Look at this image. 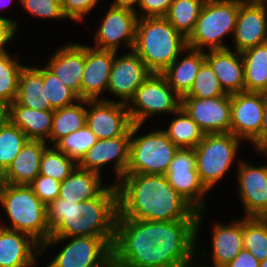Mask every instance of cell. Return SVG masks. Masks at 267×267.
Instances as JSON below:
<instances>
[{
  "mask_svg": "<svg viewBox=\"0 0 267 267\" xmlns=\"http://www.w3.org/2000/svg\"><path fill=\"white\" fill-rule=\"evenodd\" d=\"M203 211L197 219L117 218L112 254L119 267H191ZM191 265V266H190Z\"/></svg>",
  "mask_w": 267,
  "mask_h": 267,
  "instance_id": "cell-1",
  "label": "cell"
},
{
  "mask_svg": "<svg viewBox=\"0 0 267 267\" xmlns=\"http://www.w3.org/2000/svg\"><path fill=\"white\" fill-rule=\"evenodd\" d=\"M118 214L115 183L107 186L98 197L78 203L58 197L46 205L51 235L40 250L42 252L45 247L73 236L103 237L113 245Z\"/></svg>",
  "mask_w": 267,
  "mask_h": 267,
  "instance_id": "cell-2",
  "label": "cell"
},
{
  "mask_svg": "<svg viewBox=\"0 0 267 267\" xmlns=\"http://www.w3.org/2000/svg\"><path fill=\"white\" fill-rule=\"evenodd\" d=\"M117 218L146 221L197 219L198 212L169 184L165 175L125 174L116 181Z\"/></svg>",
  "mask_w": 267,
  "mask_h": 267,
  "instance_id": "cell-3",
  "label": "cell"
},
{
  "mask_svg": "<svg viewBox=\"0 0 267 267\" xmlns=\"http://www.w3.org/2000/svg\"><path fill=\"white\" fill-rule=\"evenodd\" d=\"M186 47V38L165 17L138 18L133 51L151 73L161 74Z\"/></svg>",
  "mask_w": 267,
  "mask_h": 267,
  "instance_id": "cell-4",
  "label": "cell"
},
{
  "mask_svg": "<svg viewBox=\"0 0 267 267\" xmlns=\"http://www.w3.org/2000/svg\"><path fill=\"white\" fill-rule=\"evenodd\" d=\"M0 203L5 207L12 223L11 227L4 228L26 233L40 245L49 239L51 233L46 220V205L29 185L6 183Z\"/></svg>",
  "mask_w": 267,
  "mask_h": 267,
  "instance_id": "cell-5",
  "label": "cell"
},
{
  "mask_svg": "<svg viewBox=\"0 0 267 267\" xmlns=\"http://www.w3.org/2000/svg\"><path fill=\"white\" fill-rule=\"evenodd\" d=\"M240 0H206L191 34L186 38L187 46L193 49H228L222 38L234 34Z\"/></svg>",
  "mask_w": 267,
  "mask_h": 267,
  "instance_id": "cell-6",
  "label": "cell"
},
{
  "mask_svg": "<svg viewBox=\"0 0 267 267\" xmlns=\"http://www.w3.org/2000/svg\"><path fill=\"white\" fill-rule=\"evenodd\" d=\"M142 124H132L129 163L126 174L165 175L179 149L163 130L134 137Z\"/></svg>",
  "mask_w": 267,
  "mask_h": 267,
  "instance_id": "cell-7",
  "label": "cell"
},
{
  "mask_svg": "<svg viewBox=\"0 0 267 267\" xmlns=\"http://www.w3.org/2000/svg\"><path fill=\"white\" fill-rule=\"evenodd\" d=\"M240 138L231 132L207 133L194 148L196 169L201 182L209 190L229 170L237 154Z\"/></svg>",
  "mask_w": 267,
  "mask_h": 267,
  "instance_id": "cell-8",
  "label": "cell"
},
{
  "mask_svg": "<svg viewBox=\"0 0 267 267\" xmlns=\"http://www.w3.org/2000/svg\"><path fill=\"white\" fill-rule=\"evenodd\" d=\"M129 103L133 105L128 107L132 124H143L156 113H175L181 107V97L162 74L151 73L137 88Z\"/></svg>",
  "mask_w": 267,
  "mask_h": 267,
  "instance_id": "cell-9",
  "label": "cell"
},
{
  "mask_svg": "<svg viewBox=\"0 0 267 267\" xmlns=\"http://www.w3.org/2000/svg\"><path fill=\"white\" fill-rule=\"evenodd\" d=\"M169 184L197 211H203L208 189L201 182L196 169L194 148H179L165 174Z\"/></svg>",
  "mask_w": 267,
  "mask_h": 267,
  "instance_id": "cell-10",
  "label": "cell"
},
{
  "mask_svg": "<svg viewBox=\"0 0 267 267\" xmlns=\"http://www.w3.org/2000/svg\"><path fill=\"white\" fill-rule=\"evenodd\" d=\"M82 104L92 106L86 109V126L98 140L122 136L132 126L126 103L100 97L98 100H82Z\"/></svg>",
  "mask_w": 267,
  "mask_h": 267,
  "instance_id": "cell-11",
  "label": "cell"
},
{
  "mask_svg": "<svg viewBox=\"0 0 267 267\" xmlns=\"http://www.w3.org/2000/svg\"><path fill=\"white\" fill-rule=\"evenodd\" d=\"M181 107L204 134L231 132V94L206 99L182 97Z\"/></svg>",
  "mask_w": 267,
  "mask_h": 267,
  "instance_id": "cell-12",
  "label": "cell"
},
{
  "mask_svg": "<svg viewBox=\"0 0 267 267\" xmlns=\"http://www.w3.org/2000/svg\"><path fill=\"white\" fill-rule=\"evenodd\" d=\"M47 267H96L112 254V245L103 237L73 236Z\"/></svg>",
  "mask_w": 267,
  "mask_h": 267,
  "instance_id": "cell-13",
  "label": "cell"
},
{
  "mask_svg": "<svg viewBox=\"0 0 267 267\" xmlns=\"http://www.w3.org/2000/svg\"><path fill=\"white\" fill-rule=\"evenodd\" d=\"M263 113V92L231 94V133L251 142L260 132Z\"/></svg>",
  "mask_w": 267,
  "mask_h": 267,
  "instance_id": "cell-14",
  "label": "cell"
},
{
  "mask_svg": "<svg viewBox=\"0 0 267 267\" xmlns=\"http://www.w3.org/2000/svg\"><path fill=\"white\" fill-rule=\"evenodd\" d=\"M138 16L137 12L111 6L95 35L96 45L93 48L117 52L122 40L133 50Z\"/></svg>",
  "mask_w": 267,
  "mask_h": 267,
  "instance_id": "cell-15",
  "label": "cell"
},
{
  "mask_svg": "<svg viewBox=\"0 0 267 267\" xmlns=\"http://www.w3.org/2000/svg\"><path fill=\"white\" fill-rule=\"evenodd\" d=\"M130 141L131 127L122 136L98 140L86 152L78 167L100 174L101 167L115 159L114 170L120 180L126 174L129 163Z\"/></svg>",
  "mask_w": 267,
  "mask_h": 267,
  "instance_id": "cell-16",
  "label": "cell"
},
{
  "mask_svg": "<svg viewBox=\"0 0 267 267\" xmlns=\"http://www.w3.org/2000/svg\"><path fill=\"white\" fill-rule=\"evenodd\" d=\"M116 53L115 51L114 64L107 90L120 97L121 102L127 104L151 72L133 50L118 58H116Z\"/></svg>",
  "mask_w": 267,
  "mask_h": 267,
  "instance_id": "cell-17",
  "label": "cell"
},
{
  "mask_svg": "<svg viewBox=\"0 0 267 267\" xmlns=\"http://www.w3.org/2000/svg\"><path fill=\"white\" fill-rule=\"evenodd\" d=\"M267 7L240 0L234 31L235 51H243L267 42Z\"/></svg>",
  "mask_w": 267,
  "mask_h": 267,
  "instance_id": "cell-18",
  "label": "cell"
},
{
  "mask_svg": "<svg viewBox=\"0 0 267 267\" xmlns=\"http://www.w3.org/2000/svg\"><path fill=\"white\" fill-rule=\"evenodd\" d=\"M115 51L99 50L85 45V64L80 87V99L98 100L107 90L114 64Z\"/></svg>",
  "mask_w": 267,
  "mask_h": 267,
  "instance_id": "cell-19",
  "label": "cell"
},
{
  "mask_svg": "<svg viewBox=\"0 0 267 267\" xmlns=\"http://www.w3.org/2000/svg\"><path fill=\"white\" fill-rule=\"evenodd\" d=\"M240 196L247 217H259L267 208V166L239 163Z\"/></svg>",
  "mask_w": 267,
  "mask_h": 267,
  "instance_id": "cell-20",
  "label": "cell"
},
{
  "mask_svg": "<svg viewBox=\"0 0 267 267\" xmlns=\"http://www.w3.org/2000/svg\"><path fill=\"white\" fill-rule=\"evenodd\" d=\"M39 246L30 235L0 225V267L32 266L34 251L41 253Z\"/></svg>",
  "mask_w": 267,
  "mask_h": 267,
  "instance_id": "cell-21",
  "label": "cell"
},
{
  "mask_svg": "<svg viewBox=\"0 0 267 267\" xmlns=\"http://www.w3.org/2000/svg\"><path fill=\"white\" fill-rule=\"evenodd\" d=\"M205 60L210 64L227 94L244 91V62L240 52L233 53L229 48L209 50V53L205 52Z\"/></svg>",
  "mask_w": 267,
  "mask_h": 267,
  "instance_id": "cell-22",
  "label": "cell"
},
{
  "mask_svg": "<svg viewBox=\"0 0 267 267\" xmlns=\"http://www.w3.org/2000/svg\"><path fill=\"white\" fill-rule=\"evenodd\" d=\"M85 64V45L68 44L58 49L46 66L80 98Z\"/></svg>",
  "mask_w": 267,
  "mask_h": 267,
  "instance_id": "cell-23",
  "label": "cell"
},
{
  "mask_svg": "<svg viewBox=\"0 0 267 267\" xmlns=\"http://www.w3.org/2000/svg\"><path fill=\"white\" fill-rule=\"evenodd\" d=\"M46 147L45 141L28 140L4 172L5 183L29 185L39 175L41 156Z\"/></svg>",
  "mask_w": 267,
  "mask_h": 267,
  "instance_id": "cell-24",
  "label": "cell"
},
{
  "mask_svg": "<svg viewBox=\"0 0 267 267\" xmlns=\"http://www.w3.org/2000/svg\"><path fill=\"white\" fill-rule=\"evenodd\" d=\"M8 107L9 120L20 128L29 140L46 142L52 130L54 110H34L15 101Z\"/></svg>",
  "mask_w": 267,
  "mask_h": 267,
  "instance_id": "cell-25",
  "label": "cell"
},
{
  "mask_svg": "<svg viewBox=\"0 0 267 267\" xmlns=\"http://www.w3.org/2000/svg\"><path fill=\"white\" fill-rule=\"evenodd\" d=\"M186 51L190 52L181 60L178 57L161 73L181 98L186 96L191 90L195 77L205 61V52L203 50L187 46Z\"/></svg>",
  "mask_w": 267,
  "mask_h": 267,
  "instance_id": "cell-26",
  "label": "cell"
},
{
  "mask_svg": "<svg viewBox=\"0 0 267 267\" xmlns=\"http://www.w3.org/2000/svg\"><path fill=\"white\" fill-rule=\"evenodd\" d=\"M213 263L224 267L244 248L243 219L229 225L216 224L212 233Z\"/></svg>",
  "mask_w": 267,
  "mask_h": 267,
  "instance_id": "cell-27",
  "label": "cell"
},
{
  "mask_svg": "<svg viewBox=\"0 0 267 267\" xmlns=\"http://www.w3.org/2000/svg\"><path fill=\"white\" fill-rule=\"evenodd\" d=\"M100 174L79 168L66 177L60 185L59 198L78 203L98 197L106 188L102 187Z\"/></svg>",
  "mask_w": 267,
  "mask_h": 267,
  "instance_id": "cell-28",
  "label": "cell"
},
{
  "mask_svg": "<svg viewBox=\"0 0 267 267\" xmlns=\"http://www.w3.org/2000/svg\"><path fill=\"white\" fill-rule=\"evenodd\" d=\"M15 102L34 110H50V102H46L42 68L23 67Z\"/></svg>",
  "mask_w": 267,
  "mask_h": 267,
  "instance_id": "cell-29",
  "label": "cell"
},
{
  "mask_svg": "<svg viewBox=\"0 0 267 267\" xmlns=\"http://www.w3.org/2000/svg\"><path fill=\"white\" fill-rule=\"evenodd\" d=\"M244 62V91L267 93V42L241 53Z\"/></svg>",
  "mask_w": 267,
  "mask_h": 267,
  "instance_id": "cell-30",
  "label": "cell"
},
{
  "mask_svg": "<svg viewBox=\"0 0 267 267\" xmlns=\"http://www.w3.org/2000/svg\"><path fill=\"white\" fill-rule=\"evenodd\" d=\"M82 99L76 104L54 110L50 141L56 144L61 138L76 132L86 125V109L81 105Z\"/></svg>",
  "mask_w": 267,
  "mask_h": 267,
  "instance_id": "cell-31",
  "label": "cell"
},
{
  "mask_svg": "<svg viewBox=\"0 0 267 267\" xmlns=\"http://www.w3.org/2000/svg\"><path fill=\"white\" fill-rule=\"evenodd\" d=\"M168 129L164 132L178 148H195L203 139L204 133L186 111L180 107Z\"/></svg>",
  "mask_w": 267,
  "mask_h": 267,
  "instance_id": "cell-32",
  "label": "cell"
},
{
  "mask_svg": "<svg viewBox=\"0 0 267 267\" xmlns=\"http://www.w3.org/2000/svg\"><path fill=\"white\" fill-rule=\"evenodd\" d=\"M206 0H174L165 18L187 38L194 29Z\"/></svg>",
  "mask_w": 267,
  "mask_h": 267,
  "instance_id": "cell-33",
  "label": "cell"
},
{
  "mask_svg": "<svg viewBox=\"0 0 267 267\" xmlns=\"http://www.w3.org/2000/svg\"><path fill=\"white\" fill-rule=\"evenodd\" d=\"M243 243L260 262L267 258V222L258 217L243 219Z\"/></svg>",
  "mask_w": 267,
  "mask_h": 267,
  "instance_id": "cell-34",
  "label": "cell"
},
{
  "mask_svg": "<svg viewBox=\"0 0 267 267\" xmlns=\"http://www.w3.org/2000/svg\"><path fill=\"white\" fill-rule=\"evenodd\" d=\"M29 139L10 120L0 129V170L5 172Z\"/></svg>",
  "mask_w": 267,
  "mask_h": 267,
  "instance_id": "cell-35",
  "label": "cell"
},
{
  "mask_svg": "<svg viewBox=\"0 0 267 267\" xmlns=\"http://www.w3.org/2000/svg\"><path fill=\"white\" fill-rule=\"evenodd\" d=\"M66 154L54 148L46 147L41 156L39 175L51 177L62 182L68 177L78 164Z\"/></svg>",
  "mask_w": 267,
  "mask_h": 267,
  "instance_id": "cell-36",
  "label": "cell"
},
{
  "mask_svg": "<svg viewBox=\"0 0 267 267\" xmlns=\"http://www.w3.org/2000/svg\"><path fill=\"white\" fill-rule=\"evenodd\" d=\"M43 85L45 87L46 102H50V110L61 109L80 100L79 96L66 86L46 66L42 68Z\"/></svg>",
  "mask_w": 267,
  "mask_h": 267,
  "instance_id": "cell-37",
  "label": "cell"
},
{
  "mask_svg": "<svg viewBox=\"0 0 267 267\" xmlns=\"http://www.w3.org/2000/svg\"><path fill=\"white\" fill-rule=\"evenodd\" d=\"M17 61L7 51L0 53V102L8 105L15 101L19 75L24 67Z\"/></svg>",
  "mask_w": 267,
  "mask_h": 267,
  "instance_id": "cell-38",
  "label": "cell"
},
{
  "mask_svg": "<svg viewBox=\"0 0 267 267\" xmlns=\"http://www.w3.org/2000/svg\"><path fill=\"white\" fill-rule=\"evenodd\" d=\"M97 141L98 138L85 125L76 132L61 138L54 146L78 164Z\"/></svg>",
  "mask_w": 267,
  "mask_h": 267,
  "instance_id": "cell-39",
  "label": "cell"
},
{
  "mask_svg": "<svg viewBox=\"0 0 267 267\" xmlns=\"http://www.w3.org/2000/svg\"><path fill=\"white\" fill-rule=\"evenodd\" d=\"M225 94L227 93L223 90L218 77L215 75L210 64L205 60L195 77L191 90L184 97L206 99Z\"/></svg>",
  "mask_w": 267,
  "mask_h": 267,
  "instance_id": "cell-40",
  "label": "cell"
},
{
  "mask_svg": "<svg viewBox=\"0 0 267 267\" xmlns=\"http://www.w3.org/2000/svg\"><path fill=\"white\" fill-rule=\"evenodd\" d=\"M24 9L34 16L44 18H66L61 0H19Z\"/></svg>",
  "mask_w": 267,
  "mask_h": 267,
  "instance_id": "cell-41",
  "label": "cell"
},
{
  "mask_svg": "<svg viewBox=\"0 0 267 267\" xmlns=\"http://www.w3.org/2000/svg\"><path fill=\"white\" fill-rule=\"evenodd\" d=\"M61 182L44 175H38L29 186L42 203L47 205L56 200L60 194Z\"/></svg>",
  "mask_w": 267,
  "mask_h": 267,
  "instance_id": "cell-42",
  "label": "cell"
},
{
  "mask_svg": "<svg viewBox=\"0 0 267 267\" xmlns=\"http://www.w3.org/2000/svg\"><path fill=\"white\" fill-rule=\"evenodd\" d=\"M99 0H61L66 18L82 21L84 14L90 11Z\"/></svg>",
  "mask_w": 267,
  "mask_h": 267,
  "instance_id": "cell-43",
  "label": "cell"
},
{
  "mask_svg": "<svg viewBox=\"0 0 267 267\" xmlns=\"http://www.w3.org/2000/svg\"><path fill=\"white\" fill-rule=\"evenodd\" d=\"M174 0H141L139 6L142 12L141 18L147 17H165L169 11L170 5Z\"/></svg>",
  "mask_w": 267,
  "mask_h": 267,
  "instance_id": "cell-44",
  "label": "cell"
},
{
  "mask_svg": "<svg viewBox=\"0 0 267 267\" xmlns=\"http://www.w3.org/2000/svg\"><path fill=\"white\" fill-rule=\"evenodd\" d=\"M17 26L15 21L0 17V53L6 52L5 44L12 40Z\"/></svg>",
  "mask_w": 267,
  "mask_h": 267,
  "instance_id": "cell-45",
  "label": "cell"
},
{
  "mask_svg": "<svg viewBox=\"0 0 267 267\" xmlns=\"http://www.w3.org/2000/svg\"><path fill=\"white\" fill-rule=\"evenodd\" d=\"M258 152L267 149V93H264V113L263 122L259 134L251 141Z\"/></svg>",
  "mask_w": 267,
  "mask_h": 267,
  "instance_id": "cell-46",
  "label": "cell"
},
{
  "mask_svg": "<svg viewBox=\"0 0 267 267\" xmlns=\"http://www.w3.org/2000/svg\"><path fill=\"white\" fill-rule=\"evenodd\" d=\"M257 260L247 249L243 248L236 257L224 267H259Z\"/></svg>",
  "mask_w": 267,
  "mask_h": 267,
  "instance_id": "cell-47",
  "label": "cell"
},
{
  "mask_svg": "<svg viewBox=\"0 0 267 267\" xmlns=\"http://www.w3.org/2000/svg\"><path fill=\"white\" fill-rule=\"evenodd\" d=\"M140 1L141 0H115L114 3H112V6L117 7V8H124V9H128V10L136 12L133 6L136 3L139 6Z\"/></svg>",
  "mask_w": 267,
  "mask_h": 267,
  "instance_id": "cell-48",
  "label": "cell"
},
{
  "mask_svg": "<svg viewBox=\"0 0 267 267\" xmlns=\"http://www.w3.org/2000/svg\"><path fill=\"white\" fill-rule=\"evenodd\" d=\"M7 121H9L8 104L0 102V129Z\"/></svg>",
  "mask_w": 267,
  "mask_h": 267,
  "instance_id": "cell-49",
  "label": "cell"
},
{
  "mask_svg": "<svg viewBox=\"0 0 267 267\" xmlns=\"http://www.w3.org/2000/svg\"><path fill=\"white\" fill-rule=\"evenodd\" d=\"M117 263L113 254H111L103 263L96 267H117Z\"/></svg>",
  "mask_w": 267,
  "mask_h": 267,
  "instance_id": "cell-50",
  "label": "cell"
},
{
  "mask_svg": "<svg viewBox=\"0 0 267 267\" xmlns=\"http://www.w3.org/2000/svg\"><path fill=\"white\" fill-rule=\"evenodd\" d=\"M5 179H4V172L0 170V197L1 193L3 192V188L5 186Z\"/></svg>",
  "mask_w": 267,
  "mask_h": 267,
  "instance_id": "cell-51",
  "label": "cell"
},
{
  "mask_svg": "<svg viewBox=\"0 0 267 267\" xmlns=\"http://www.w3.org/2000/svg\"><path fill=\"white\" fill-rule=\"evenodd\" d=\"M248 2L266 7L267 0H247Z\"/></svg>",
  "mask_w": 267,
  "mask_h": 267,
  "instance_id": "cell-52",
  "label": "cell"
},
{
  "mask_svg": "<svg viewBox=\"0 0 267 267\" xmlns=\"http://www.w3.org/2000/svg\"><path fill=\"white\" fill-rule=\"evenodd\" d=\"M258 218L267 222V208Z\"/></svg>",
  "mask_w": 267,
  "mask_h": 267,
  "instance_id": "cell-53",
  "label": "cell"
},
{
  "mask_svg": "<svg viewBox=\"0 0 267 267\" xmlns=\"http://www.w3.org/2000/svg\"><path fill=\"white\" fill-rule=\"evenodd\" d=\"M259 267H267V258L260 262Z\"/></svg>",
  "mask_w": 267,
  "mask_h": 267,
  "instance_id": "cell-54",
  "label": "cell"
},
{
  "mask_svg": "<svg viewBox=\"0 0 267 267\" xmlns=\"http://www.w3.org/2000/svg\"><path fill=\"white\" fill-rule=\"evenodd\" d=\"M2 1H4V0H2ZM11 1H12V0H11ZM11 1H10V2L6 1V2H8L7 4L9 5V4L11 3ZM4 2H5V1H4ZM4 2H3V3H4ZM3 3H2V4H3ZM2 6H6V4L4 3V5H2ZM0 8H2V7L0 6Z\"/></svg>",
  "mask_w": 267,
  "mask_h": 267,
  "instance_id": "cell-55",
  "label": "cell"
}]
</instances>
